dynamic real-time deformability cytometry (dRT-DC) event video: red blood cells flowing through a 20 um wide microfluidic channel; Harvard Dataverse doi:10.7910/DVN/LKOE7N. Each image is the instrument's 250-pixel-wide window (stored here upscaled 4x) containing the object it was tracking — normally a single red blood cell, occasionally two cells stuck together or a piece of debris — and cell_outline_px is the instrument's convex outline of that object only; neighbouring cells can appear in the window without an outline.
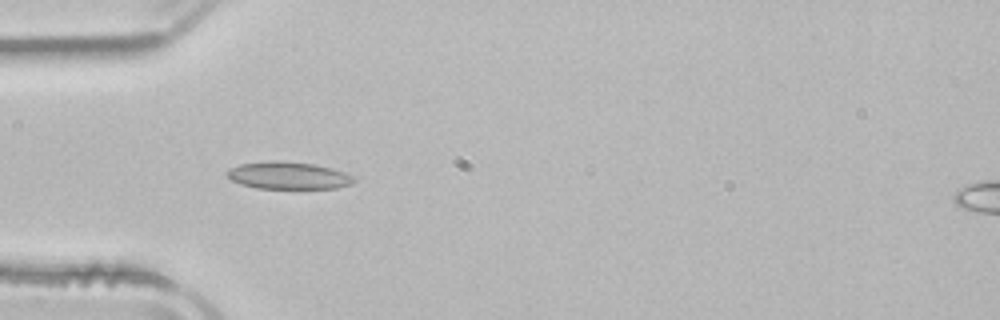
{"species": "common noctule bat (a hibernating species)", "species_latin": "Nyctalus noctula", "temperature_condition": "room temperature", "stored_images_in_passage": 37, "camera_frame_rate_fps": 3000, "um_per_image_px": 0.085, "animal": {"sex": "male", "body_mass_g": 21.5, "forearm_length_mm": 52.0}, "frame": {"image": 1, "passage_image": 1, "time_ms": 0.0, "image_size_px": [1000, 320], "cell_outline_px": [[356, 180], [352, 184], [336, 188], [256, 188], [240, 184], [224, 176], [224, 172], [240, 164], [272, 160], [276, 160], [312, 164], [332, 168], [356, 176]], "centroid_in_image_um": [24.5, 14.92], "position_along_channel_um": 60.5, "area_um2": 20.29}}
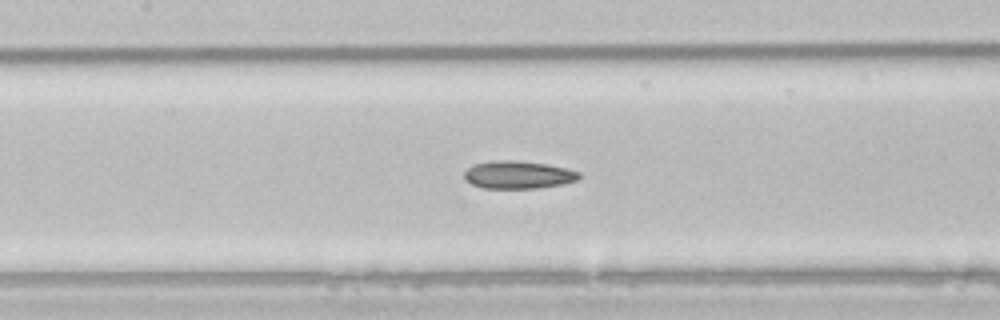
{"frame": {"image": 2, "passage_image": 9, "time_ms": 2.667, "image_size_px": [1000, 320], "cell_outline_px": [[580, 176], [576, 180], [564, 184], [540, 188], [484, 188], [472, 184], [464, 180], [464, 172], [472, 164], [492, 160], [516, 160], [548, 164], [568, 168], [580, 172]], "centroid_in_image_um": [44.04, 14.85], "position_along_channel_um": 163.4, "area_um2": 18.84}}
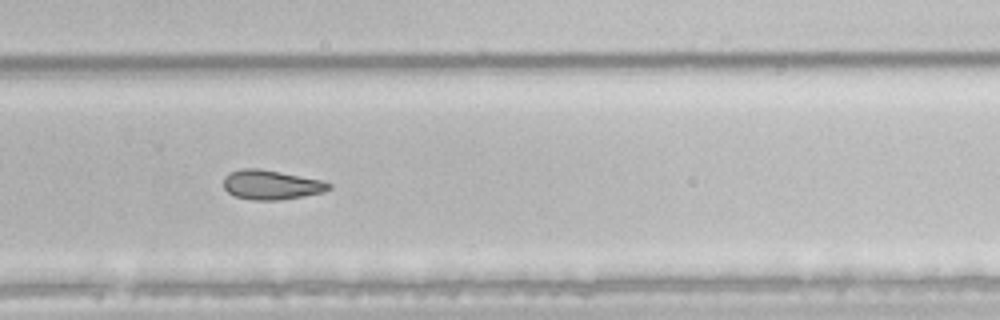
{"frame": {"image": 3, "passage_image": 20, "time_ms": 6.333, "image_size_px": [1000, 320], "cell_outline_px": [[332, 188], [324, 192], [304, 196], [280, 200], [252, 200], [236, 196], [228, 192], [224, 188], [224, 176], [228, 172], [240, 168], [260, 168], [324, 180], [332, 184]], "centroid_in_image_um": [23.08, 15.69], "position_along_channel_um": 306.7, "area_um2": 18.38}}